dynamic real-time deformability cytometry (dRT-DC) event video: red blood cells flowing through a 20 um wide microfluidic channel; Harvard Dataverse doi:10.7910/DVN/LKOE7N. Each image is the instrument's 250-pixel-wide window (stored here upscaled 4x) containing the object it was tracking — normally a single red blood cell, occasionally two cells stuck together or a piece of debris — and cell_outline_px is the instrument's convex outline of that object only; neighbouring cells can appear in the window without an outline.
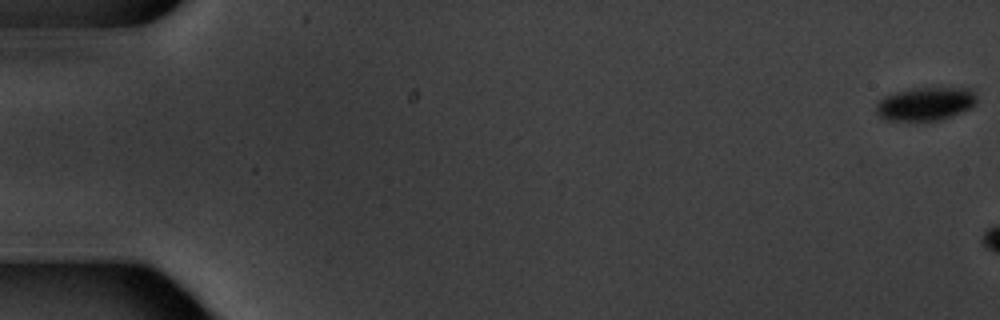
{"species": "common noctule bat (a hibernating species)", "species_latin": "Nyctalus noctula", "temperature_condition": "warm", "stored_images_in_passage": 3, "camera_frame_rate_fps": 3000, "um_per_image_px": 0.085, "animal": {"sex": "male", "body_mass_g": 20.1, "forearm_length_mm": 53.5}, "frame": {"image": 1, "passage_image": 1, "time_ms": 0.0, "image_size_px": [1000, 320], "cell_outline_px": [[976, 104], [972, 108], [952, 116], [940, 120], [884, 120], [876, 112], [876, 104], [884, 96], [896, 92], [912, 88], [968, 88], [976, 96]], "centroid_in_image_um": [78.67, 8.83], "position_along_channel_um": 6.3, "area_um2": 19.48}}